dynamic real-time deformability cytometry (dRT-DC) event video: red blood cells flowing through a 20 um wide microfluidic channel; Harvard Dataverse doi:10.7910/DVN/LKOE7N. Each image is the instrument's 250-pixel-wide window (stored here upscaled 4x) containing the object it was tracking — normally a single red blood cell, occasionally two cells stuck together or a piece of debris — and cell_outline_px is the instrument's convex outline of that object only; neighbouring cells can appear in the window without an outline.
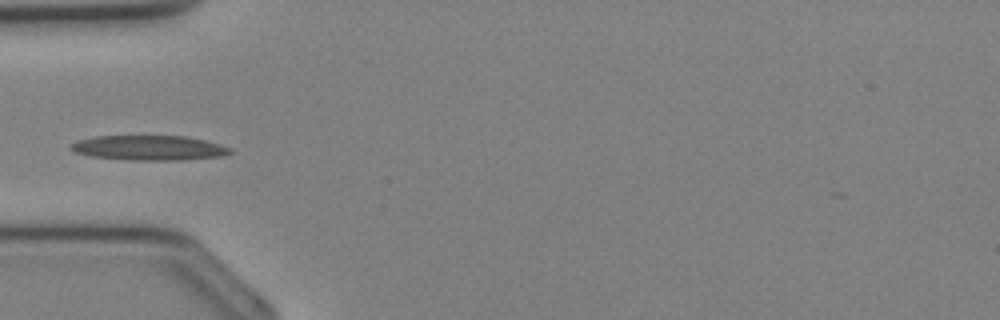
{"species": "Egyptian fruit bat (a non-hibernating species)", "species_latin": "Rousettus aegyptiacus", "temperature_condition": "cold", "stored_images_in_passage": 24, "camera_frame_rate_fps": 3000, "um_per_image_px": 0.085, "animal": {"sex": "female"}, "frame": {"image": 1, "passage_image": 1, "time_ms": 0.0, "image_size_px": [1000, 320], "cell_outline_px": [[236, 152], [224, 156], [180, 160], [128, 160], [88, 156], [72, 152], [68, 148], [72, 144], [80, 140], [96, 136], [188, 136], [220, 144], [232, 148]], "centroid_in_image_um": [12.71, 12.57], "position_along_channel_um": 72.3, "area_um2": 23.35}}
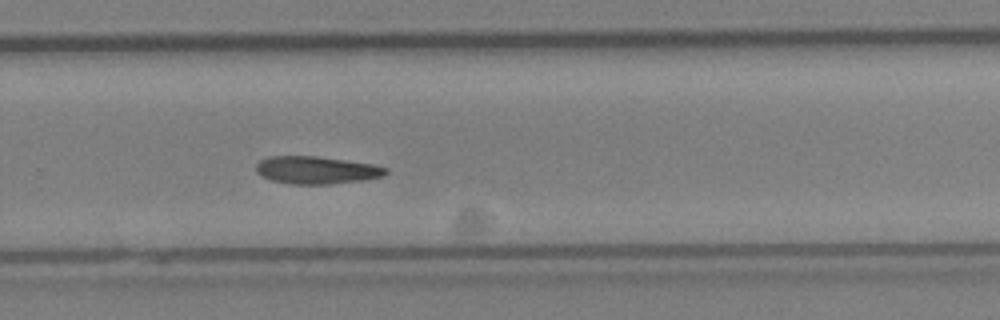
{"frame": {"image": 2, "passage_image": 13, "time_ms": 4.0, "image_size_px": [1000, 320], "cell_outline_px": [[388, 172], [384, 176], [364, 180], [332, 184], [292, 184], [272, 180], [260, 176], [256, 172], [256, 164], [260, 160], [268, 156], [316, 156], [372, 164], [388, 168]], "centroid_in_image_um": [26.89, 14.46], "position_along_channel_um": 302.9, "area_um2": 20.92}}
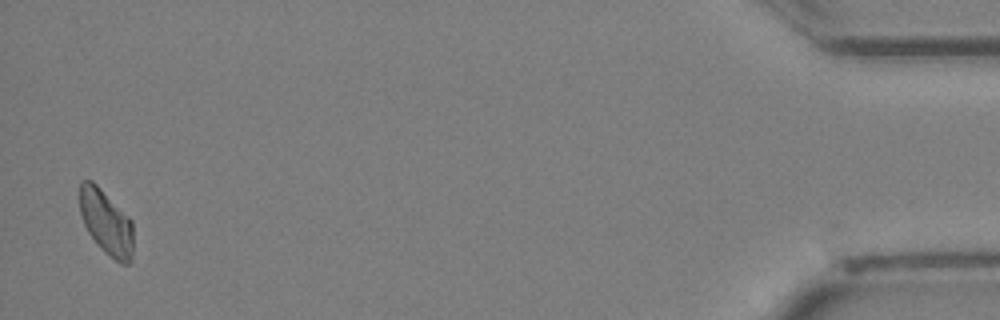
{"frame": {"image": 3, "passage_image": 24, "time_ms": 7.667, "image_size_px": [1000, 320], "cell_outline_px": [[132, 260], [128, 264], [120, 264], [104, 252], [88, 232], [84, 224], [80, 212], [80, 180], [92, 180], [132, 220]], "centroid_in_image_um": [9.03, 18.91], "position_along_channel_um": 426.2, "area_um2": 20.11}}